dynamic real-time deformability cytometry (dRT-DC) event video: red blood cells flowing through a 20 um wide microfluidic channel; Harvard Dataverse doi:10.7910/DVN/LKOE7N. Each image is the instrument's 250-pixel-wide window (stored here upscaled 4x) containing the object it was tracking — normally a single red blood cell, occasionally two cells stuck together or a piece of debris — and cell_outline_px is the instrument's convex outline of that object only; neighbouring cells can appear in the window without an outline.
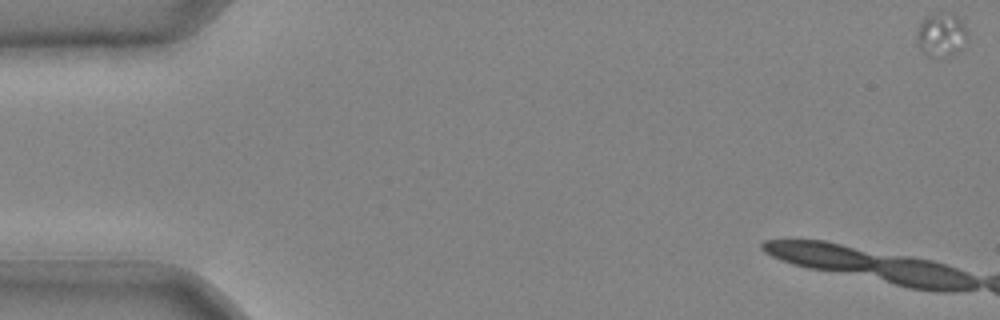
{"species": "common noctule bat (a hibernating species)", "species_latin": "Nyctalus noctula", "temperature_condition": "cold", "stored_images_in_passage": 6, "camera_frame_rate_fps": 3000, "um_per_image_px": 0.085, "animal": {"sex": "male", "body_mass_g": 20.4}, "frame": {"image": 1, "passage_image": 1, "time_ms": 0.0, "image_size_px": [1000, 320], "cell_outline_px": [[968, 36], [960, 48], [952, 56], [944, 60], [932, 56], [924, 52], [920, 48], [916, 40], [920, 24], [932, 12], [952, 12], [964, 24]], "centroid_in_image_um": [80.03, 2.96], "position_along_channel_um": 5.0, "area_um2": 13.01}}